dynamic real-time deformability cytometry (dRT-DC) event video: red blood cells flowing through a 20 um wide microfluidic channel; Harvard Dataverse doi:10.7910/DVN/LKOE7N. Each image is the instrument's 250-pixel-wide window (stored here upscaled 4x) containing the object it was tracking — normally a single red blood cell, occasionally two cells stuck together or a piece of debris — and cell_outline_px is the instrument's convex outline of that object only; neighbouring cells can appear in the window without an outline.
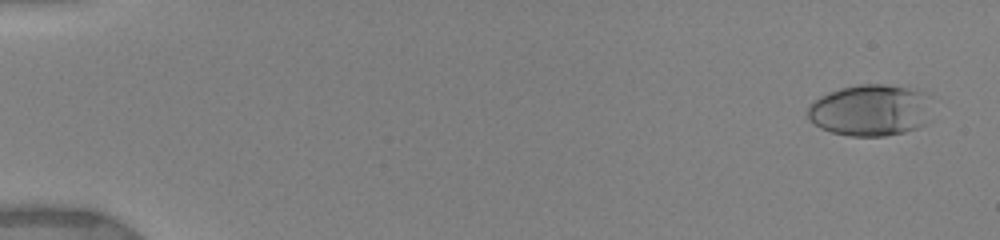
{"species": "human", "species_latin": "Homo sapiens", "temperature_condition": "warm", "stored_images_in_passage": 13, "camera_frame_rate_fps": 3000, "um_per_image_px": 0.085, "donor": {"sex": "female"}, "frame": {"image": 1, "passage_image": 2, "time_ms": 0.667, "image_size_px": [1000, 240], "cell_outline_px": [[924, 124], [916, 128], [904, 132], [884, 136], [848, 136], [832, 132], [820, 128], [808, 116], [808, 104], [820, 96], [828, 92], [840, 88], [856, 84], [884, 84], [908, 88], [924, 92]], "centroid_in_image_um": [73.84, 9.37], "position_along_channel_um": 11.2, "area_um2": 36.47}}
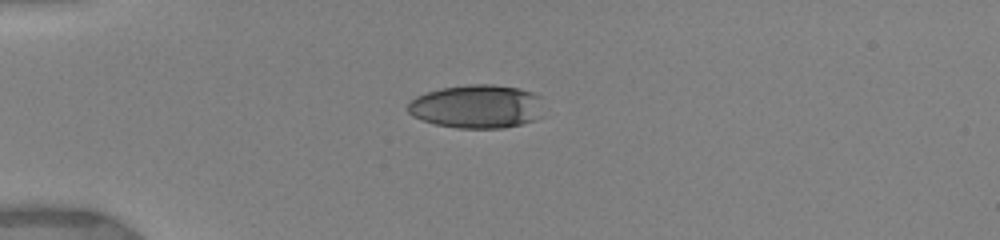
{"frame": {"image": 2, "passage_image": 9, "time_ms": 4.667, "image_size_px": [1000, 240], "cell_outline_px": [[540, 116], [536, 120], [504, 128], [456, 128], [436, 124], [412, 116], [408, 112], [408, 104], [416, 96], [440, 88], [468, 84], [492, 84], [520, 88], [532, 92], [540, 96]], "centroid_in_image_um": [40.53, 9.05], "position_along_channel_um": 44.5, "area_um2": 34.45}}